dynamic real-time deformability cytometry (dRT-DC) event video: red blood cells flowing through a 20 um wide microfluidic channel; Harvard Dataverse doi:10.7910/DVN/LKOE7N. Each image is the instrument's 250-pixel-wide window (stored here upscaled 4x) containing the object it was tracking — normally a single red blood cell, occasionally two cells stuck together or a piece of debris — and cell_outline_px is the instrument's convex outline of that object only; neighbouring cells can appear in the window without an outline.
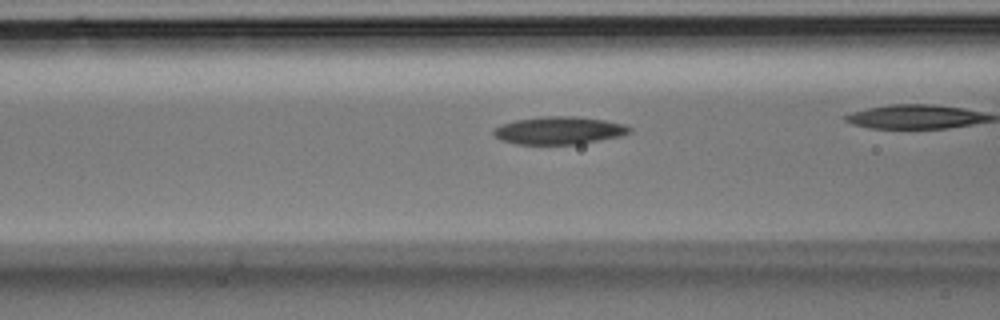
{"species": "Egyptian fruit bat (a non-hibernating species)", "species_latin": "Rousettus aegyptiacus", "temperature_condition": "room temperature", "stored_images_in_passage": 22, "camera_frame_rate_fps": 3000, "um_per_image_px": 0.085, "animal": {"sex": "male"}, "frame": {"image": 1, "passage_image": 7, "time_ms": 2.0, "image_size_px": [1000, 320], "cell_outline_px": [[632, 132], [624, 136], [580, 144], [516, 144], [500, 140], [492, 132], [492, 128], [500, 124], [516, 120], [544, 116], [576, 116], [604, 120], [624, 124], [632, 128]], "centroid_in_image_um": [47.54, 11.09], "position_along_channel_um": 119.1, "area_um2": 22.25}}